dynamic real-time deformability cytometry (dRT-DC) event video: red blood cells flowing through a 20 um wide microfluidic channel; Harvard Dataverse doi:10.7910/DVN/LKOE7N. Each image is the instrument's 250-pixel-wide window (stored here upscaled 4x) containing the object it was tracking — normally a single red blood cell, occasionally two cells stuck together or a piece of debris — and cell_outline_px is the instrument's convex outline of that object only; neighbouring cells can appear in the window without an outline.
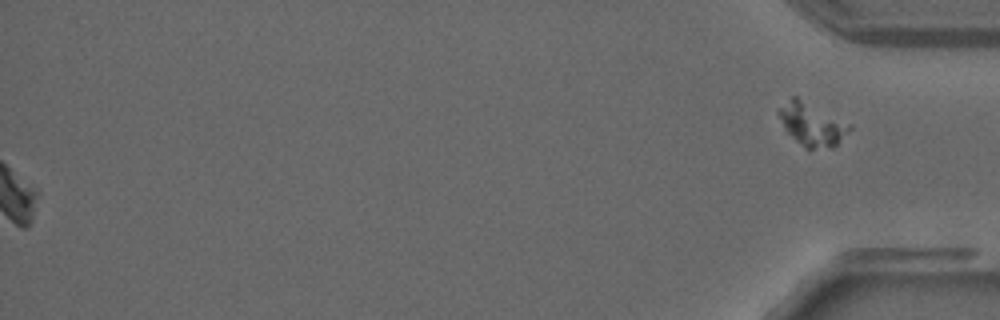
{"species": "common noctule bat (a hibernating species)", "species_latin": "Nyctalus noctula", "temperature_condition": "warm", "stored_images_in_passage": 38, "segment_of_instrument_passage": [2, 2], "camera_frame_rate_fps": 3000, "um_per_image_px": 0.085, "animal": {"sex": "male", "forearm_length_mm": 52.5}, "frame": {"image": 1, "passage_image": 38, "time_ms": 12.333, "image_size_px": [1000, 320], "cell_outline_px": [[852, 128], [832, 148], [804, 148], [784, 128], [776, 112], [792, 96], [796, 96], [852, 124]], "centroid_in_image_um": [69.02, 10.56], "position_along_channel_um": 366.2, "area_um2": 17.46}}